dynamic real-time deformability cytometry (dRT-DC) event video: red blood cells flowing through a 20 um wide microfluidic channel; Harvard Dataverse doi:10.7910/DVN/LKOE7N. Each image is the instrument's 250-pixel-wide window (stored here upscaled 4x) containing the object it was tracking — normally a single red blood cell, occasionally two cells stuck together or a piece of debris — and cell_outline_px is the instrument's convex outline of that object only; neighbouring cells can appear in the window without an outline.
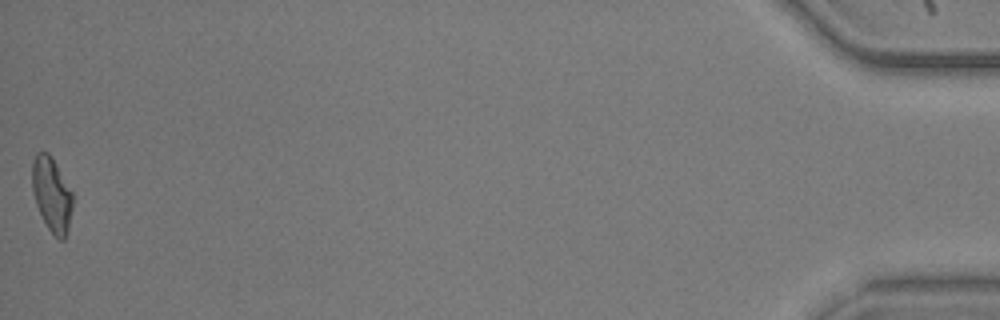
{"species": "common noctule bat (a hibernating species)", "species_latin": "Nyctalus noctula", "temperature_condition": "warm", "stored_images_in_passage": 42, "camera_frame_rate_fps": 3000, "um_per_image_px": 0.085, "animal": {"sex": "male", "body_mass_g": 20.5, "forearm_length_mm": 52.5}, "frame": {"image": 1, "passage_image": 42, "time_ms": 13.667, "image_size_px": [1000, 320], "cell_outline_px": [[72, 208], [68, 228], [64, 240], [60, 240], [48, 228], [36, 204], [32, 188], [32, 160], [36, 152], [48, 152], [56, 164], [72, 192]], "centroid_in_image_um": [4.39, 16.5], "position_along_channel_um": 430.8, "area_um2": 17.28}, "authors_computed_cell_mechanics": {"area_um2": 17.8891, "velocity_mm_per_s": 3.5727, "shape_relaxation_time_tau1_ms": null, "shape_relaxation_time_tau2_ms": 1.638, "deformation_change_tau1": null, "deformation_change_tau2": 0.0901}}